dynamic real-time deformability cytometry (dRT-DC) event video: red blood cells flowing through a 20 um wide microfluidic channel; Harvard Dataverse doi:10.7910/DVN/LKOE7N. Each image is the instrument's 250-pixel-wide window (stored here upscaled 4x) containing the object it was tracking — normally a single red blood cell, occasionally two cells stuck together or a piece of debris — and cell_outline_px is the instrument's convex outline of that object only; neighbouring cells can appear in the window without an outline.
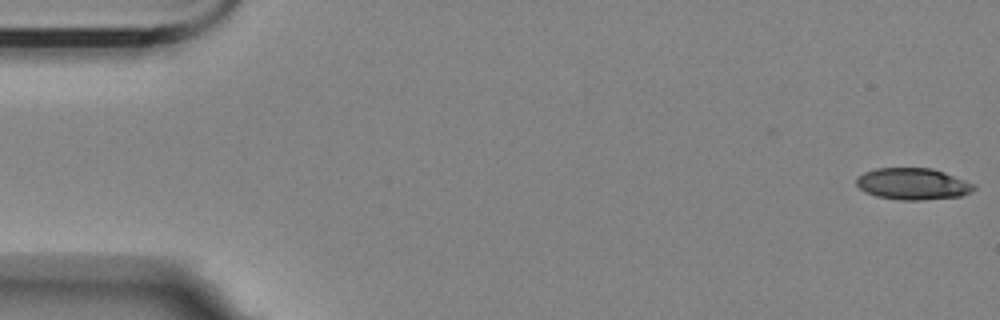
{"species": "Egyptian fruit bat (a non-hibernating species)", "species_latin": "Rousettus aegyptiacus", "temperature_condition": "room temperature", "stored_images_in_passage": 57, "camera_frame_rate_fps": 3000, "um_per_image_px": 0.085, "animal": {"sex": "female"}, "frame": {"image": 1, "passage_image": 1, "time_ms": 0.0, "image_size_px": [1000, 320], "cell_outline_px": [[976, 188], [972, 192], [960, 196], [924, 200], [900, 200], [876, 196], [864, 192], [856, 184], [856, 180], [864, 172], [876, 168], [932, 168], [944, 172], [976, 184]], "centroid_in_image_um": [77.61, 15.63], "position_along_channel_um": 7.4, "area_um2": 21.73}}
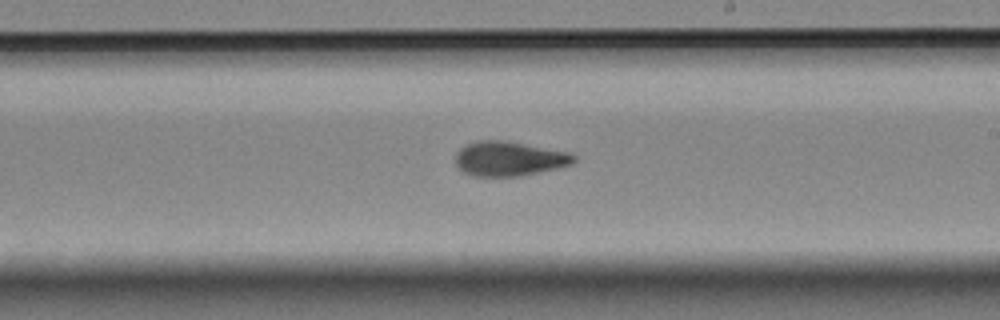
{"frame": {"image": 2, "passage_image": 33, "time_ms": 10.667, "image_size_px": [1000, 320], "cell_outline_px": [[576, 160], [572, 164], [540, 172], [520, 176], [472, 176], [464, 172], [456, 164], [456, 152], [464, 144], [476, 140], [504, 140], [568, 152], [576, 156]], "centroid_in_image_um": [43.25, 13.48], "position_along_channel_um": 245.8, "area_um2": 23.87}}
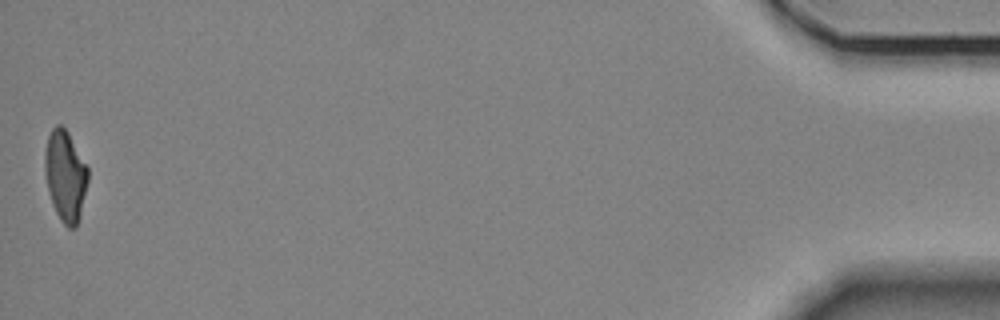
{"frame": {"image": 3, "passage_image": 57, "time_ms": 18.667, "image_size_px": [1000, 320], "cell_outline_px": [[88, 180], [80, 216], [76, 228], [68, 228], [60, 220], [52, 204], [48, 192], [44, 172], [44, 156], [48, 136], [52, 128], [56, 124], [60, 124], [68, 132], [88, 168]], "centroid_in_image_um": [5.54, 14.96], "position_along_channel_um": 429.7, "area_um2": 22.89}, "authors_computed_cell_mechanics": {"area_um2": 23.409, "velocity_mm_per_s": 3.4672, "shape_relaxation_time_tau1_ms": 6.9275, "shape_relaxation_time_tau2_ms": 2.1638, "deformation_change_tau1": 0.2057, "deformation_change_tau2": 0.0929}}